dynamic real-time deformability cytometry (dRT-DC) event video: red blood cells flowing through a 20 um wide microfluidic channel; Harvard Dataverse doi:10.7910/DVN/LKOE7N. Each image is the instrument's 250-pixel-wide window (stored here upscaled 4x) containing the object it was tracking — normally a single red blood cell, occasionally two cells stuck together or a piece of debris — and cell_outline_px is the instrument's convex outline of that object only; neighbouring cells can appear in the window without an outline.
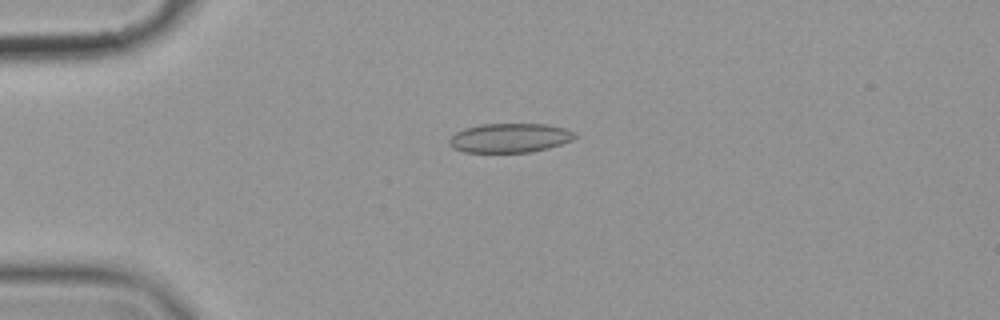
{"species": "common noctule bat (a hibernating species)", "species_latin": "Nyctalus noctula", "temperature_condition": "cold", "stored_images_in_passage": 43, "camera_frame_rate_fps": 3000, "um_per_image_px": 0.085, "animal": {"sex": "female", "body_mass_g": 19.9}, "frame": {"image": 1, "passage_image": 1, "time_ms": 0.0, "image_size_px": [1000, 320], "cell_outline_px": [[576, 136], [572, 140], [548, 148], [532, 152], [464, 152], [452, 148], [448, 144], [448, 140], [456, 132], [464, 128], [480, 124], [548, 124], [564, 128], [576, 132]], "centroid_in_image_um": [43.31, 11.72], "position_along_channel_um": 41.7, "area_um2": 21.5}}
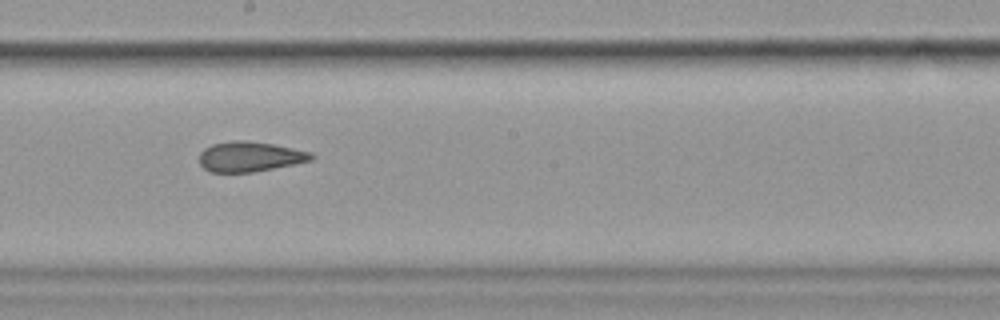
{"frame": {"image": 2, "passage_image": 19, "time_ms": 6.0, "image_size_px": [1000, 320], "cell_outline_px": [[316, 156], [312, 160], [252, 172], [208, 172], [200, 164], [200, 152], [204, 148], [212, 144], [232, 140], [248, 140], [272, 144], [312, 152]], "centroid_in_image_um": [21.22, 13.3], "position_along_channel_um": 227.0, "area_um2": 19.59}}
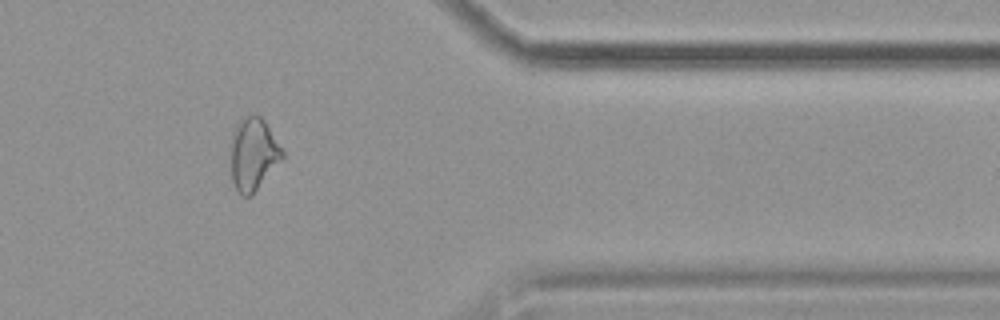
{"frame": {"image": 3, "passage_image": 34, "time_ms": 11.0, "image_size_px": [1000, 320], "cell_outline_px": [[284, 160], [252, 196], [240, 196], [232, 180], [232, 132], [236, 124], [244, 116], [260, 116], [264, 120], [284, 152]], "centroid_in_image_um": [21.56, 13.15], "position_along_channel_um": 389.8, "area_um2": 21.91}, "authors_computed_cell_mechanics": {"area_um2": 20.9814, "velocity_mm_per_s": 3.5757, "shape_relaxation_time_tau1_ms": 10.7074, "shape_relaxation_time_tau2_ms": 2.5544, "deformation_change_tau1": 0.1568, "deformation_change_tau2": 0.0802}}